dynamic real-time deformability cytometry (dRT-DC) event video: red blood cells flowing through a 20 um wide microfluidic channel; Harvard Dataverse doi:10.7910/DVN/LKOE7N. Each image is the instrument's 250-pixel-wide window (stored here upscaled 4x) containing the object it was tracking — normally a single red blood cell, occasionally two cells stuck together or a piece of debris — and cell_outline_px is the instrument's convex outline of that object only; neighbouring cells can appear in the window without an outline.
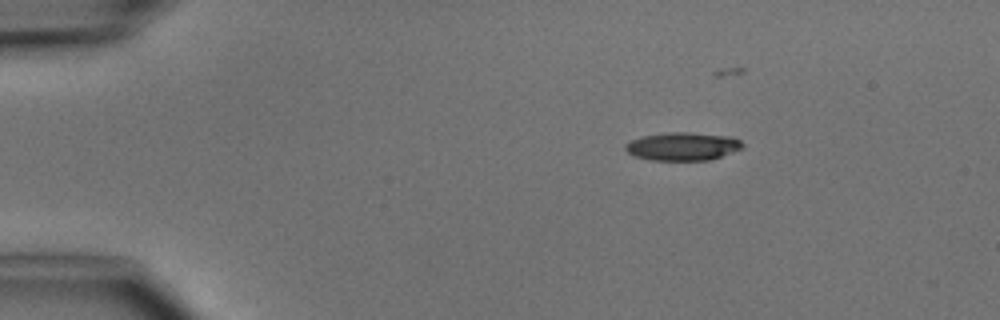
{"species": "common noctule bat (a hibernating species)", "species_latin": "Nyctalus noctula", "temperature_condition": "cold", "stored_images_in_passage": 7, "camera_frame_rate_fps": 3000, "um_per_image_px": 0.085, "animal": {"sex": "male", "body_mass_g": 15.6}, "frame": {"image": 1, "passage_image": 1, "time_ms": 0.0, "image_size_px": [1000, 320], "cell_outline_px": [[744, 148], [712, 160], [652, 160], [636, 156], [628, 152], [624, 148], [624, 144], [632, 140], [644, 136], [668, 132], [688, 132], [732, 136], [740, 140], [744, 144]], "centroid_in_image_um": [58.09, 12.44], "position_along_channel_um": 26.9, "area_um2": 19.31}}
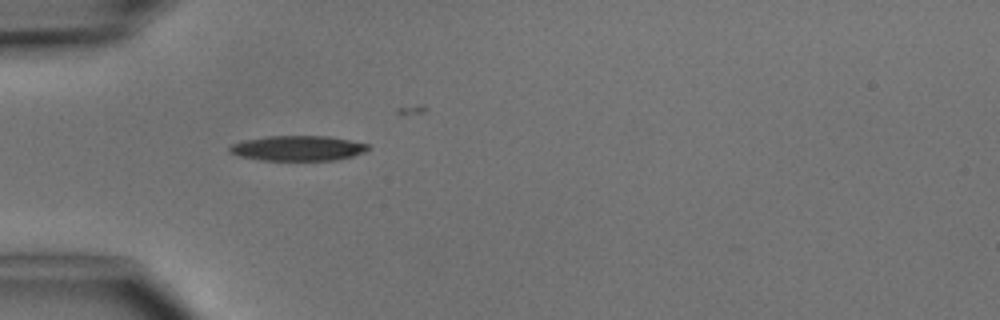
{"frame": {"image": 2, "passage_image": 3, "time_ms": 2.333, "image_size_px": [1000, 320], "cell_outline_px": [[372, 148], [364, 152], [352, 156], [336, 160], [260, 160], [240, 156], [228, 152], [228, 148], [232, 144], [244, 140], [268, 136], [328, 136], [368, 144]], "centroid_in_image_um": [25.31, 12.6], "position_along_channel_um": 59.7, "area_um2": 20.23}}
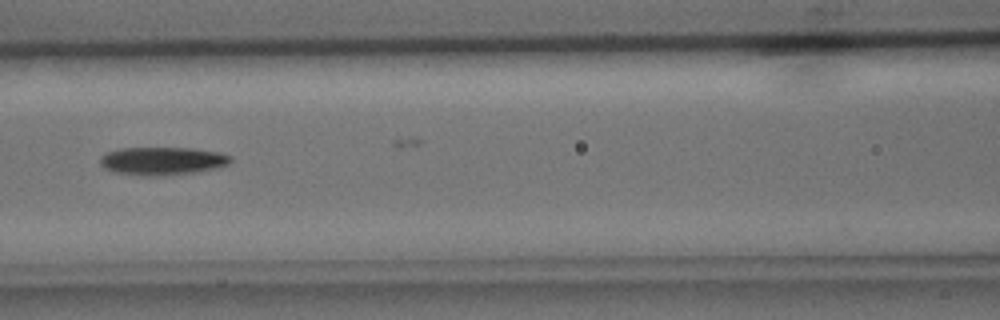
{"frame": {"image": 3, "passage_image": 5, "time_ms": 4.667, "image_size_px": [1000, 320], "cell_outline_px": [[232, 160], [228, 164], [216, 168], [200, 172], [156, 176], [144, 176], [112, 172], [104, 168], [100, 164], [100, 156], [104, 152], [120, 148], [192, 148], [220, 152], [232, 156]], "centroid_in_image_um": [13.78, 13.68], "position_along_channel_um": 152.8, "area_um2": 21.68}}